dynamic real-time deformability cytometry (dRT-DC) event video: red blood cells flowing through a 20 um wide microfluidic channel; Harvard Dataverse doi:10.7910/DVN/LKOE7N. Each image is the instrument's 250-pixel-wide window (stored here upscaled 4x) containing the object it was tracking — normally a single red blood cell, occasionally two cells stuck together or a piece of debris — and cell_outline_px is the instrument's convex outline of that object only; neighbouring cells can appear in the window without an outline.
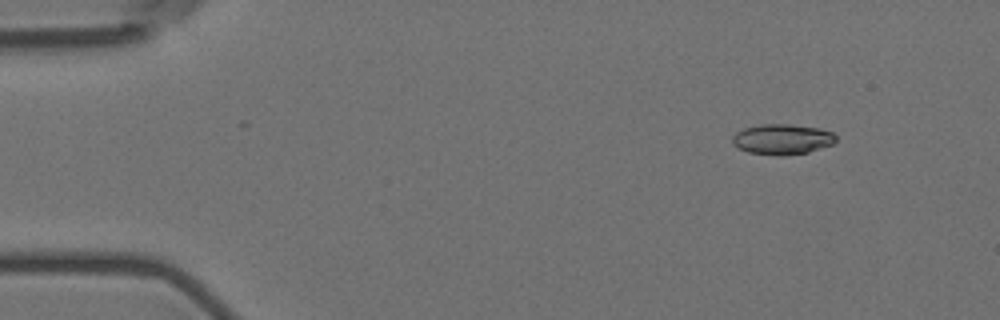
{"species": "Egyptian fruit bat (a non-hibernating species)", "species_latin": "Rousettus aegyptiacus", "temperature_condition": "room temperature", "stored_images_in_passage": 56, "camera_frame_rate_fps": 3000, "um_per_image_px": 0.085, "animal": {"sex": "female"}, "frame": {"image": 1, "passage_image": 6, "time_ms": 1.667, "image_size_px": [1000, 320], "cell_outline_px": [[836, 140], [832, 144], [808, 152], [784, 156], [776, 156], [748, 152], [736, 148], [732, 144], [732, 136], [736, 132], [744, 128], [760, 124], [788, 124], [820, 128], [832, 132], [836, 136]], "centroid_in_image_um": [66.45, 11.84], "position_along_channel_um": 18.6, "area_um2": 18.55}}
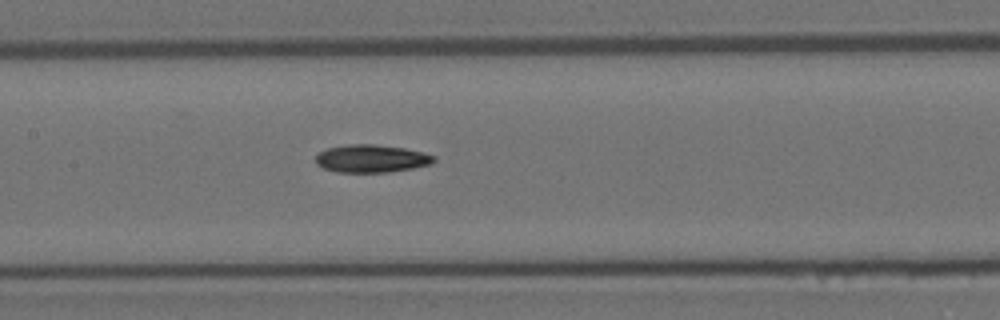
{"frame": {"image": 2, "passage_image": 27, "time_ms": 8.667, "image_size_px": [1000, 320], "cell_outline_px": [[436, 160], [432, 164], [412, 168], [388, 172], [336, 172], [324, 168], [316, 164], [316, 156], [320, 152], [328, 148], [352, 144], [372, 144], [404, 148], [436, 156]], "centroid_in_image_um": [31.58, 13.48], "position_along_channel_um": 175.8, "area_um2": 18.96}}
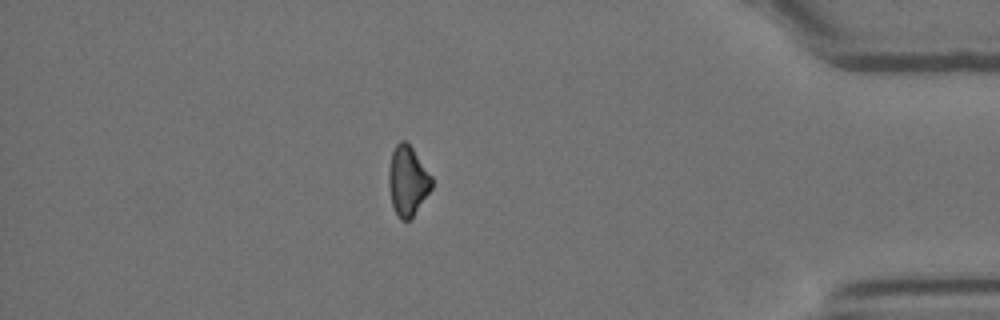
{"frame": {"image": 3, "passage_image": 49, "time_ms": 16.0, "image_size_px": [1000, 320], "cell_outline_px": [[432, 188], [412, 216], [408, 220], [400, 220], [392, 204], [388, 184], [388, 172], [392, 152], [396, 144], [400, 140], [404, 140], [412, 148], [432, 176]], "centroid_in_image_um": [34.64, 15.35], "position_along_channel_um": 400.6, "area_um2": 17.22}}